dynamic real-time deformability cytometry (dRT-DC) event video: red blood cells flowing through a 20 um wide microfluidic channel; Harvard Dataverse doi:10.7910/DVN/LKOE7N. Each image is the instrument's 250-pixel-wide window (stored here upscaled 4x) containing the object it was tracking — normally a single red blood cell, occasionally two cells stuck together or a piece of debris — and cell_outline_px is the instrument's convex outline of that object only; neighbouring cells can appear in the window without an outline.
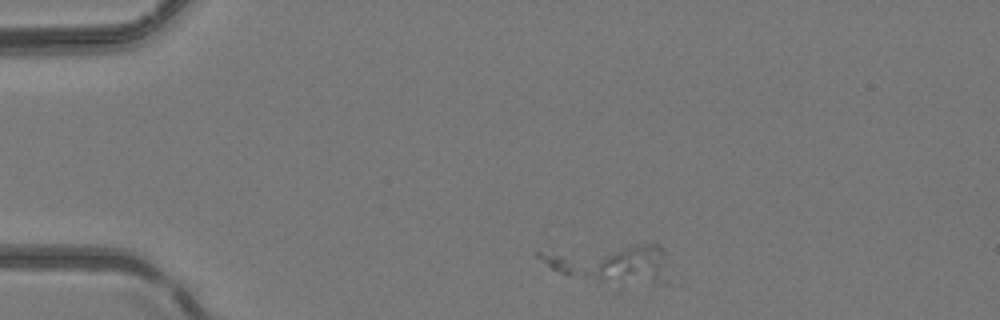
{"species": "common noctule bat (a hibernating species)", "species_latin": "Nyctalus noctula", "temperature_condition": "room temperature", "stored_images_in_passage": 2, "camera_frame_rate_fps": 3000, "um_per_image_px": 0.085, "animal": {"sex": "female", "body_mass_g": 24.6, "forearm_length_mm": 56.2}, "frame": {"image": 1, "passage_image": 1, "time_ms": 0.0, "image_size_px": [1000, 320], "cell_outline_px": [[668, 284], [656, 284], [600, 280], [560, 272], [552, 268], [536, 256], [536, 252], [636, 244], [656, 244], [664, 252], [668, 280]], "centroid_in_image_um": [52.0, 22.36], "position_along_channel_um": 33.0, "area_um2": 27.92}}